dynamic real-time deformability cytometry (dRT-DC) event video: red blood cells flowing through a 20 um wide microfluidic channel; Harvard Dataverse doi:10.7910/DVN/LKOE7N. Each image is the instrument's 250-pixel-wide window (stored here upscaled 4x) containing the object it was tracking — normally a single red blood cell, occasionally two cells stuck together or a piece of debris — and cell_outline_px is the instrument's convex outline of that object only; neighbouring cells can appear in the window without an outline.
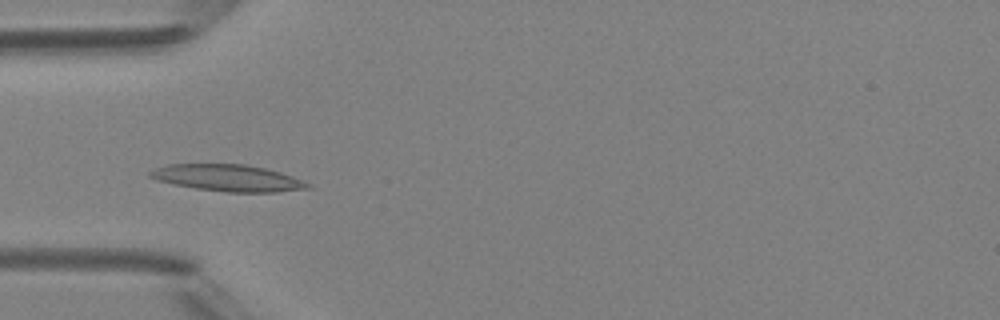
{"species": "Egyptian fruit bat (a non-hibernating species)", "species_latin": "Rousettus aegyptiacus", "temperature_condition": "room temperature", "stored_images_in_passage": 6, "camera_frame_rate_fps": 3000, "um_per_image_px": 0.085, "animal": {"sex": "female"}, "frame": {"image": 1, "passage_image": 5, "time_ms": 4.333, "image_size_px": [1000, 320], "cell_outline_px": [[312, 188], [276, 192], [228, 192], [196, 188], [156, 180], [148, 176], [148, 172], [156, 168], [168, 164], [244, 164], [264, 168], [280, 172], [292, 176], [312, 184]], "centroid_in_image_um": [19.39, 15.12], "position_along_channel_um": 65.6, "area_um2": 24.39}}
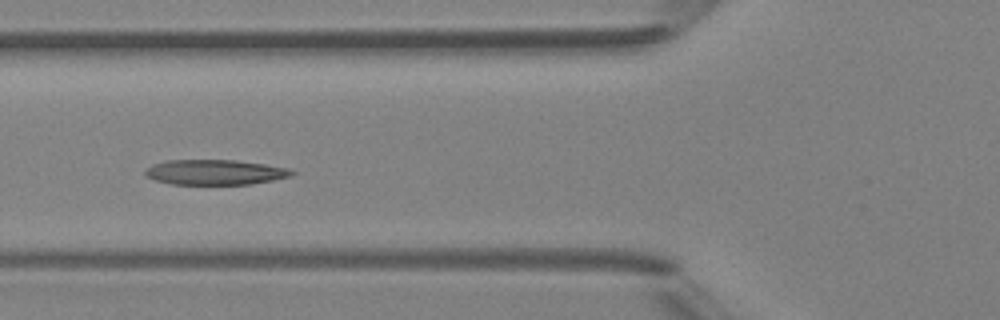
{"frame": {"image": 2, "passage_image": 6, "time_ms": 5.333, "image_size_px": [1000, 320], "cell_outline_px": [[296, 172], [292, 176], [252, 184], [172, 184], [156, 180], [144, 176], [144, 172], [152, 164], [168, 160], [236, 160], [264, 164], [288, 168]], "centroid_in_image_um": [18.28, 14.63], "position_along_channel_um": 107.5, "area_um2": 21.44}}